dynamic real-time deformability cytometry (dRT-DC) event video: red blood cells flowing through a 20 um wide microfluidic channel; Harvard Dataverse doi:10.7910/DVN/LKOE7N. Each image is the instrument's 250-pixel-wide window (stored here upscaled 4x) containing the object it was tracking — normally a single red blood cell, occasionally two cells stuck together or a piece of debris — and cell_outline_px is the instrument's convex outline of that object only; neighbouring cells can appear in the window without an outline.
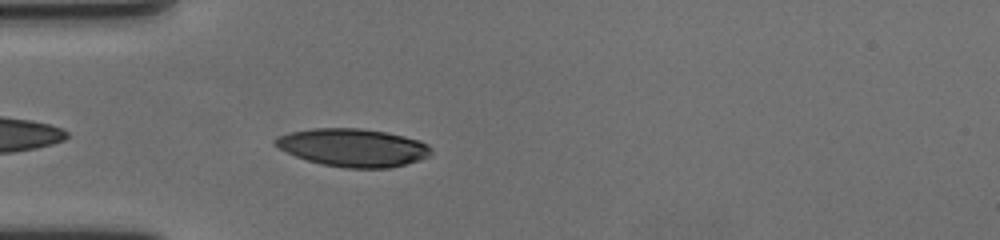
{"species": "human", "species_latin": "Homo sapiens", "temperature_condition": "cold", "stored_images_in_passage": 44, "camera_frame_rate_fps": 3000, "um_per_image_px": 0.085, "donor": {"sex": "female"}, "frame": {"image": 1, "passage_image": 3, "time_ms": 0.667, "image_size_px": [1000, 240], "cell_outline_px": [[432, 152], [428, 156], [420, 160], [388, 168], [344, 168], [320, 164], [296, 156], [272, 144], [272, 140], [276, 136], [292, 132], [316, 128], [360, 128], [384, 132], [404, 136], [420, 140], [428, 144], [432, 148]], "centroid_in_image_um": [30.01, 12.54], "position_along_channel_um": 55.0, "area_um2": 34.45}}
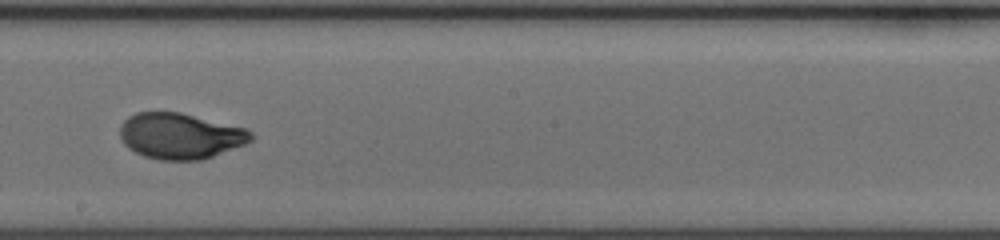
{"frame": {"image": 2, "passage_image": 19, "time_ms": 6.0, "image_size_px": [1000, 240], "cell_outline_px": [[252, 140], [244, 144], [204, 160], [160, 160], [144, 156], [128, 148], [124, 144], [120, 136], [120, 124], [128, 116], [136, 112], [180, 112], [244, 128], [252, 132]], "centroid_in_image_um": [15.29, 11.56], "position_along_channel_um": 232.9, "area_um2": 34.97}}
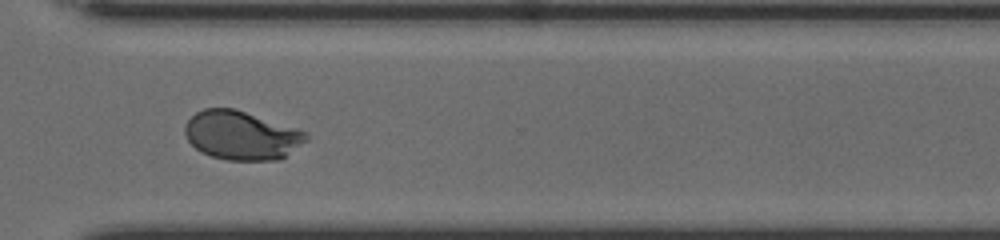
{"frame": {"image": 3, "passage_image": 29, "time_ms": 9.333, "image_size_px": [1000, 240], "cell_outline_px": [[308, 140], [280, 160], [228, 160], [212, 156], [200, 152], [188, 140], [184, 132], [184, 124], [196, 112], [204, 108], [236, 108], [296, 128], [304, 132], [308, 136]], "centroid_in_image_um": [20.51, 11.5], "position_along_channel_um": 350.1, "area_um2": 34.56}, "authors_computed_cell_mechanics": {"area_um2": 34.9979, "velocity_mm_per_s": 3.5033, "shape_relaxation_time_tau1_ms": 4.8505, "shape_relaxation_time_tau2_ms": null, "deformation_change_tau1": 0.1991, "deformation_change_tau2": null}}